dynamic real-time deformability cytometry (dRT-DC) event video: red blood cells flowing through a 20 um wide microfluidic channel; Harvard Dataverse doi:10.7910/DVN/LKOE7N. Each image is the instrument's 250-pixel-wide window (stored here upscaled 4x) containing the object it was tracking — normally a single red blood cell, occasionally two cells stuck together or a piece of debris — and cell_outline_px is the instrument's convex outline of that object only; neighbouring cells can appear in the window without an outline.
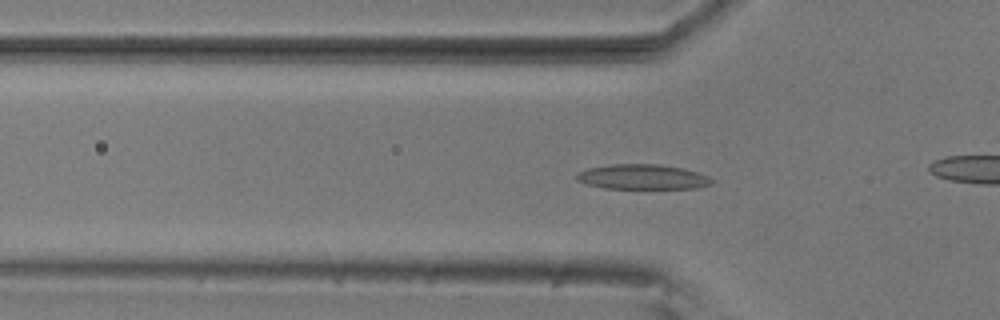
{"species": "common noctule bat (a hibernating species)", "species_latin": "Nyctalus noctula", "temperature_condition": "room temperature", "stored_images_in_passage": 55, "camera_frame_rate_fps": 3000, "um_per_image_px": 0.085, "animal": {"sex": "male", "body_mass_g": 20.5, "forearm_length_mm": 52.5}, "frame": {"image": 1, "passage_image": 17, "time_ms": 5.333, "image_size_px": [1000, 320], "cell_outline_px": [[716, 180], [712, 184], [696, 188], [604, 188], [588, 184], [576, 180], [576, 172], [588, 168], [612, 164], [660, 164], [684, 168], [708, 176]], "centroid_in_image_um": [54.63, 15.03], "position_along_channel_um": 71.2, "area_um2": 19.71}}
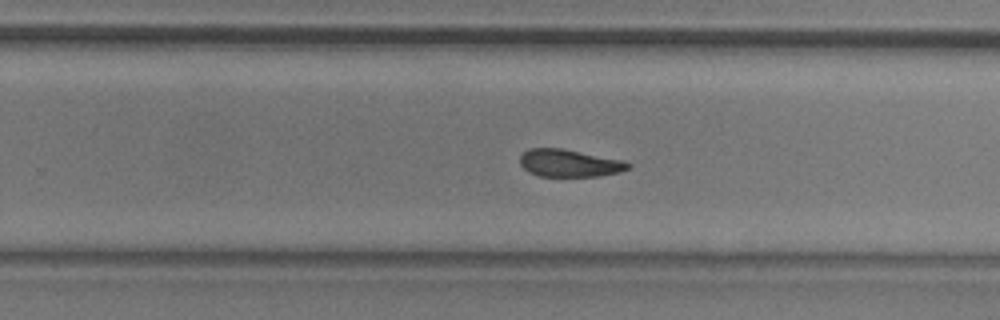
{"frame": {"image": 2, "passage_image": 34, "time_ms": 11.0, "image_size_px": [1000, 320], "cell_outline_px": [[632, 168], [620, 172], [600, 176], [540, 176], [528, 172], [520, 164], [520, 156], [528, 148], [564, 148], [624, 160], [632, 164]], "centroid_in_image_um": [48.44, 13.86], "position_along_channel_um": 281.4, "area_um2": 17.57}}
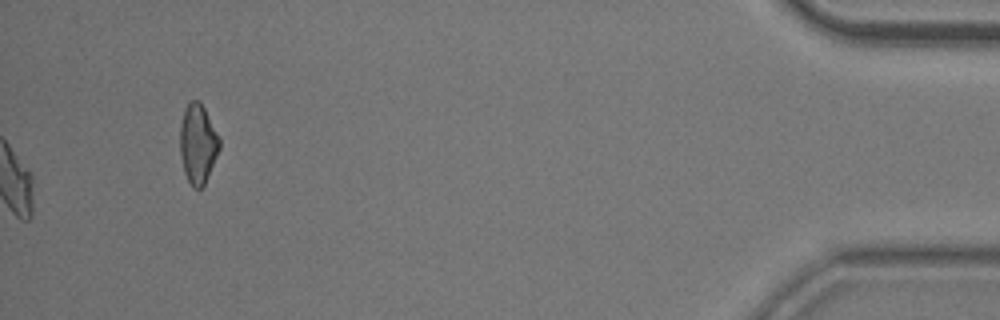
{"frame": {"image": 3, "passage_image": 55, "time_ms": 18.0, "image_size_px": [1000, 320], "cell_outline_px": [[220, 148], [204, 184], [200, 188], [192, 188], [184, 172], [180, 156], [180, 124], [184, 108], [192, 100], [200, 100], [220, 140]], "centroid_in_image_um": [16.79, 12.21], "position_along_channel_um": 418.4, "area_um2": 18.09}, "authors_computed_cell_mechanics": {"area_um2": 18.496, "velocity_mm_per_s": 3.6969, "shape_relaxation_time_tau1_ms": 7.8729, "shape_relaxation_time_tau2_ms": 6.3847, "deformation_change_tau1": 0.1884, "deformation_change_tau2": 0.1019}}